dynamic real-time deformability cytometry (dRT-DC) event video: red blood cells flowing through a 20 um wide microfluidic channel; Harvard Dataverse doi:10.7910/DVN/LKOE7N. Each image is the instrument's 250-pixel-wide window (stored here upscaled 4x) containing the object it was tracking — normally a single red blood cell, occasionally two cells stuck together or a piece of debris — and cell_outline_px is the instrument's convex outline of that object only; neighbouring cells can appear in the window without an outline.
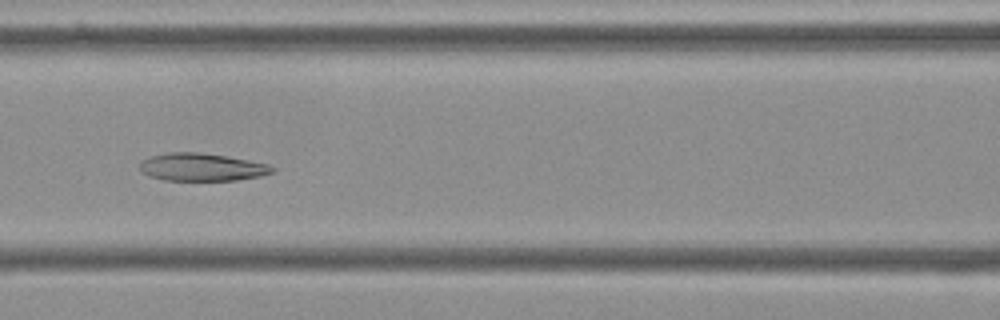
{"species": "Egyptian fruit bat (a non-hibernating species)", "species_latin": "Rousettus aegyptiacus", "temperature_condition": "cold", "stored_images_in_passage": 56, "camera_frame_rate_fps": 3000, "um_per_image_px": 0.085, "frame": {"image": 1, "passage_image": 24, "time_ms": 7.667, "image_size_px": [1000, 320], "cell_outline_px": [[276, 168], [272, 172], [260, 176], [236, 180], [164, 180], [148, 176], [140, 172], [140, 160], [152, 156], [168, 152], [196, 152], [224, 156], [268, 164]], "centroid_in_image_um": [17.1, 14.21], "position_along_channel_um": 149.5, "area_um2": 21.27}}
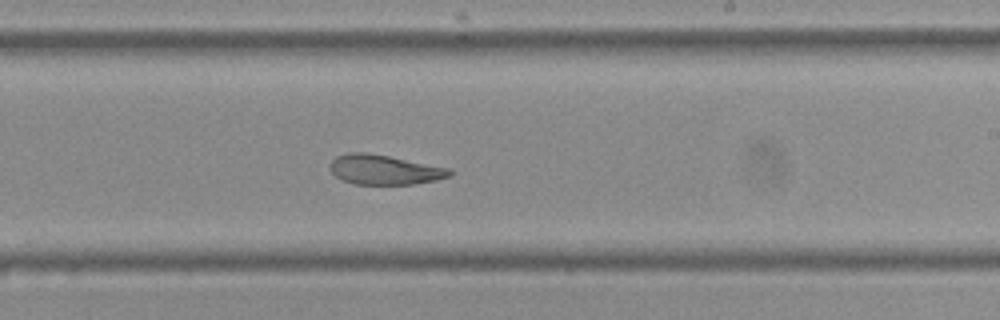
{"frame": {"image": 2, "passage_image": 33, "time_ms": 10.667, "image_size_px": [1000, 320], "cell_outline_px": [[452, 176], [436, 180], [412, 184], [352, 184], [336, 176], [328, 168], [328, 164], [336, 156], [348, 152], [364, 152], [388, 156], [452, 168]], "centroid_in_image_um": [32.67, 14.42], "position_along_channel_um": 256.3, "area_um2": 20.87}}
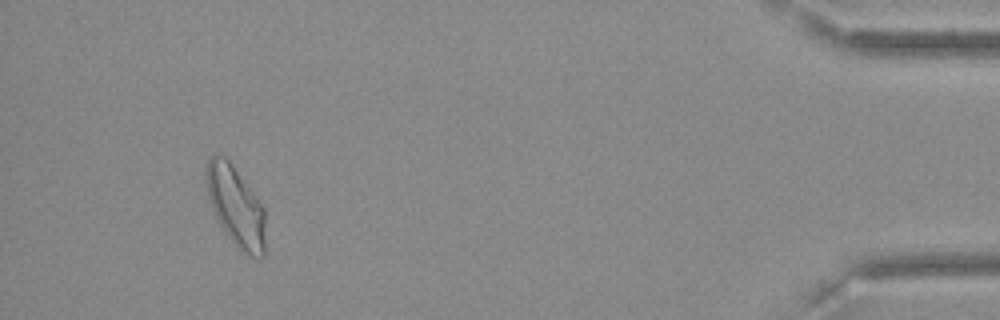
{"frame": {"image": 3, "passage_image": 52, "time_ms": 17.0, "image_size_px": [1000, 320], "cell_outline_px": [[264, 256], [252, 256], [236, 248], [224, 232], [212, 208], [208, 196], [204, 180], [204, 172], [208, 160], [212, 156], [224, 156], [228, 160], [256, 196], [264, 208]], "centroid_in_image_um": [20.0, 17.54], "position_along_channel_um": 415.2, "area_um2": 27.34}, "authors_computed_cell_mechanics": {"area_um2": 24.276, "velocity_mm_per_s": 3.573, "shape_relaxation_time_tau1_ms": 11.2827, "shape_relaxation_time_tau2_ms": 3.7805, "deformation_change_tau1": 0.2115, "deformation_change_tau2": 0.097}}